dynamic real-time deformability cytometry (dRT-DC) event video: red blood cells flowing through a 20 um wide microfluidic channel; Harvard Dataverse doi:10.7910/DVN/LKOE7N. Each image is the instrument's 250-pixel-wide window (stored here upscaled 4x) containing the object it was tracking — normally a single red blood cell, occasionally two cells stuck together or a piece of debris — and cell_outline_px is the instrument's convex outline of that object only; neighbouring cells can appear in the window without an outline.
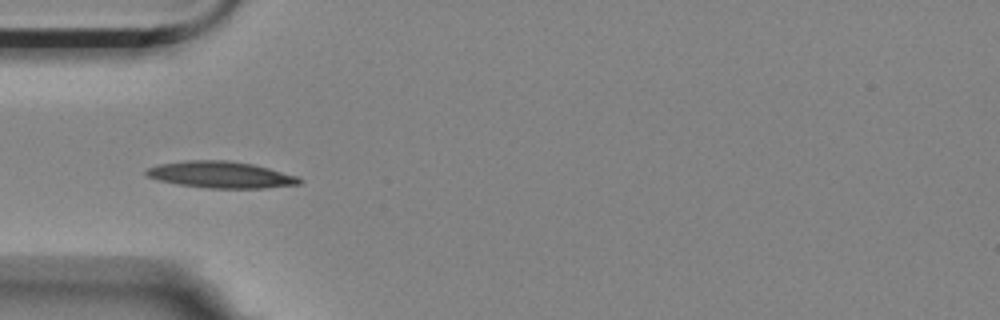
{"species": "Egyptian fruit bat (a non-hibernating species)", "species_latin": "Rousettus aegyptiacus", "temperature_condition": "room temperature", "stored_images_in_passage": 40, "camera_frame_rate_fps": 3000, "um_per_image_px": 0.085, "animal": {"sex": "female"}, "frame": {"image": 1, "passage_image": 1, "time_ms": 0.0, "image_size_px": [1000, 320], "cell_outline_px": [[304, 180], [300, 184], [264, 188], [208, 188], [180, 184], [160, 180], [144, 176], [144, 172], [148, 168], [160, 164], [188, 160], [228, 160], [252, 164], [268, 168], [296, 176]], "centroid_in_image_um": [18.77, 14.85], "position_along_channel_um": 66.2, "area_um2": 23.52}}
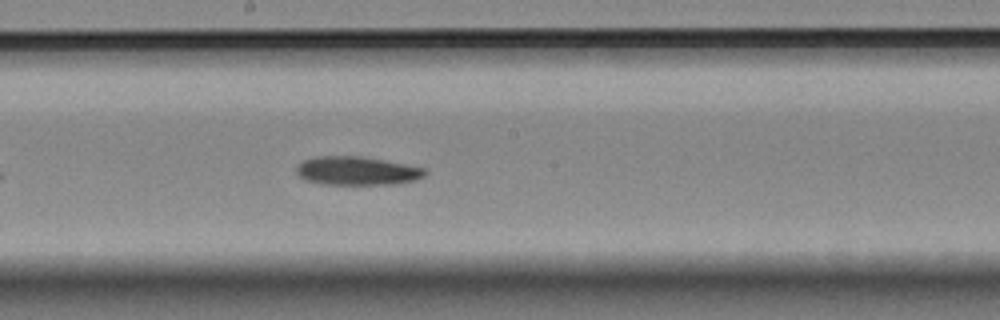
{"frame": {"image": 2, "passage_image": 14, "time_ms": 4.333, "image_size_px": [1000, 320], "cell_outline_px": [[428, 172], [424, 176], [416, 180], [400, 184], [324, 184], [304, 180], [296, 172], [296, 168], [304, 160], [316, 156], [360, 156], [384, 160], [428, 168]], "centroid_in_image_um": [30.4, 14.52], "position_along_channel_um": 217.8, "area_um2": 21.56}}
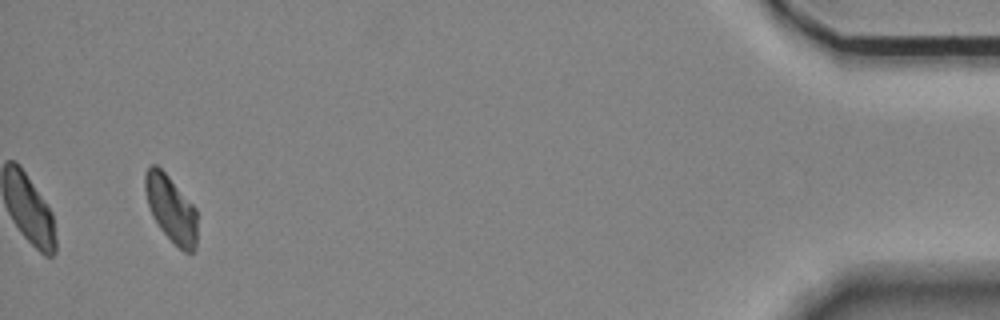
{"frame": {"image": 3, "passage_image": 38, "time_ms": 12.333, "image_size_px": [1000, 320], "cell_outline_px": [[196, 248], [192, 252], [184, 252], [160, 228], [152, 216], [148, 204], [144, 188], [144, 172], [152, 164], [156, 164], [168, 176], [196, 208]], "centroid_in_image_um": [14.52, 17.73], "position_along_channel_um": 420.7, "area_um2": 19.94}, "authors_computed_cell_mechanics": {"area_um2": 20.9236, "velocity_mm_per_s": 3.4948, "shape_relaxation_time_tau1_ms": 10.2012, "shape_relaxation_time_tau2_ms": null, "deformation_change_tau1": 0.1841, "deformation_change_tau2": null}}